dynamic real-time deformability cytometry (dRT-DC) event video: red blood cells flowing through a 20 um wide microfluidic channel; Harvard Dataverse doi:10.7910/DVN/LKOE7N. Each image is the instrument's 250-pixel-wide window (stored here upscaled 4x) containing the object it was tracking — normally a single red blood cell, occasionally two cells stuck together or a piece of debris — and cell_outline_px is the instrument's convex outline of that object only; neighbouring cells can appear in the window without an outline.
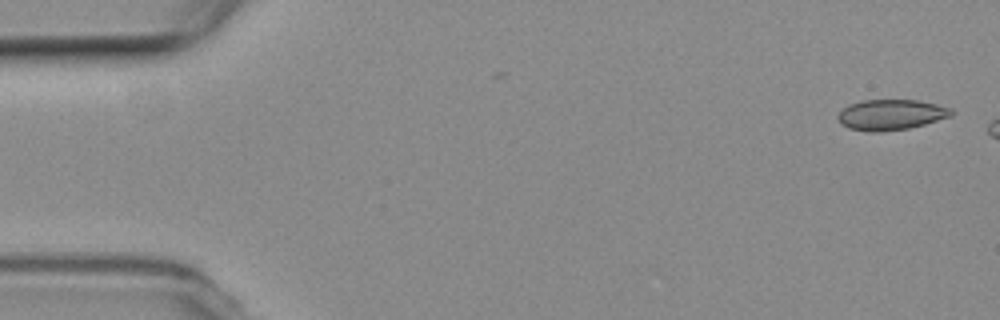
{"species": "common noctule bat (a hibernating species)", "species_latin": "Nyctalus noctula", "temperature_condition": "room temperature", "stored_images_in_passage": 2, "camera_frame_rate_fps": 3000, "um_per_image_px": 0.085, "animal": {"sex": "female", "body_mass_g": 19.3, "forearm_length_mm": 54.1}, "frame": {"image": 1, "passage_image": 2, "time_ms": 1.333, "image_size_px": [1000, 320], "cell_outline_px": [[952, 116], [924, 124], [908, 128], [880, 132], [868, 132], [848, 128], [840, 124], [836, 116], [848, 104], [860, 100], [916, 100], [936, 104], [952, 108]], "centroid_in_image_um": [75.69, 9.75], "position_along_channel_um": 9.3, "area_um2": 20.29}}